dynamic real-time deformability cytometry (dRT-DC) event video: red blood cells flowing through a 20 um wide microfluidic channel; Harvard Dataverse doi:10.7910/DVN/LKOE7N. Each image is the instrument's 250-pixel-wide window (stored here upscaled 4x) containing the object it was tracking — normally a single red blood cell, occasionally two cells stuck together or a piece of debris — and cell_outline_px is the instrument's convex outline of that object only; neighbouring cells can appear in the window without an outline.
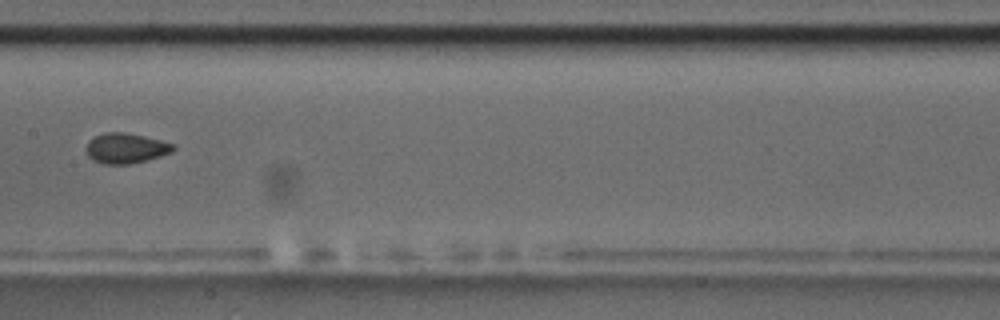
{"species": "common noctule bat (a hibernating species)", "species_latin": "Nyctalus noctula", "temperature_condition": "room temperature", "stored_images_in_passage": 11, "camera_frame_rate_fps": 3000, "um_per_image_px": 0.085, "animal": {"sex": "male", "body_mass_g": 17.5, "forearm_length_mm": 52.3}, "frame": {"image": 1, "passage_image": 8, "time_ms": 9.0, "image_size_px": [1000, 320], "cell_outline_px": [[176, 148], [172, 152], [160, 156], [128, 164], [104, 164], [92, 160], [88, 156], [84, 148], [88, 140], [92, 136], [104, 132], [124, 132], [144, 136], [176, 144]], "centroid_in_image_um": [10.65, 12.58], "position_along_channel_um": 196.8, "area_um2": 15.55}}